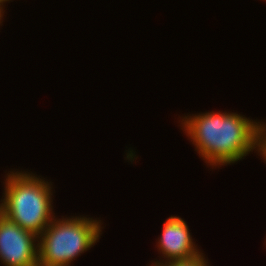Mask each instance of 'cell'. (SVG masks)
<instances>
[{
	"instance_id": "1",
	"label": "cell",
	"mask_w": 266,
	"mask_h": 266,
	"mask_svg": "<svg viewBox=\"0 0 266 266\" xmlns=\"http://www.w3.org/2000/svg\"><path fill=\"white\" fill-rule=\"evenodd\" d=\"M180 118V119H179ZM178 127L206 166L213 171L258 153L259 134L265 121L232 111H209L179 116Z\"/></svg>"
},
{
	"instance_id": "2",
	"label": "cell",
	"mask_w": 266,
	"mask_h": 266,
	"mask_svg": "<svg viewBox=\"0 0 266 266\" xmlns=\"http://www.w3.org/2000/svg\"><path fill=\"white\" fill-rule=\"evenodd\" d=\"M5 172L0 213L22 229L40 236L57 216L53 204V182L28 169L13 168Z\"/></svg>"
},
{
	"instance_id": "3",
	"label": "cell",
	"mask_w": 266,
	"mask_h": 266,
	"mask_svg": "<svg viewBox=\"0 0 266 266\" xmlns=\"http://www.w3.org/2000/svg\"><path fill=\"white\" fill-rule=\"evenodd\" d=\"M89 215L56 216L38 236V266H73L99 242L103 219Z\"/></svg>"
},
{
	"instance_id": "4",
	"label": "cell",
	"mask_w": 266,
	"mask_h": 266,
	"mask_svg": "<svg viewBox=\"0 0 266 266\" xmlns=\"http://www.w3.org/2000/svg\"><path fill=\"white\" fill-rule=\"evenodd\" d=\"M0 264L38 266V236L0 213Z\"/></svg>"
},
{
	"instance_id": "5",
	"label": "cell",
	"mask_w": 266,
	"mask_h": 266,
	"mask_svg": "<svg viewBox=\"0 0 266 266\" xmlns=\"http://www.w3.org/2000/svg\"><path fill=\"white\" fill-rule=\"evenodd\" d=\"M162 233L156 239L158 259L151 261L149 266H160L165 262L188 259L199 255L202 250L192 238L191 230L184 218L171 215L163 223ZM156 260V261H155Z\"/></svg>"
},
{
	"instance_id": "6",
	"label": "cell",
	"mask_w": 266,
	"mask_h": 266,
	"mask_svg": "<svg viewBox=\"0 0 266 266\" xmlns=\"http://www.w3.org/2000/svg\"><path fill=\"white\" fill-rule=\"evenodd\" d=\"M208 261V257L206 258L205 253L202 251L199 255L192 258L173 260L165 262L160 266H211L210 261Z\"/></svg>"
},
{
	"instance_id": "7",
	"label": "cell",
	"mask_w": 266,
	"mask_h": 266,
	"mask_svg": "<svg viewBox=\"0 0 266 266\" xmlns=\"http://www.w3.org/2000/svg\"><path fill=\"white\" fill-rule=\"evenodd\" d=\"M257 155L264 160L266 164V123L263 124L259 134L258 153Z\"/></svg>"
},
{
	"instance_id": "8",
	"label": "cell",
	"mask_w": 266,
	"mask_h": 266,
	"mask_svg": "<svg viewBox=\"0 0 266 266\" xmlns=\"http://www.w3.org/2000/svg\"><path fill=\"white\" fill-rule=\"evenodd\" d=\"M14 0H0V10H2V11H6L5 10V6H6V4L7 3H10V2H13Z\"/></svg>"
},
{
	"instance_id": "9",
	"label": "cell",
	"mask_w": 266,
	"mask_h": 266,
	"mask_svg": "<svg viewBox=\"0 0 266 266\" xmlns=\"http://www.w3.org/2000/svg\"><path fill=\"white\" fill-rule=\"evenodd\" d=\"M5 13H7V12H4V11L0 10V26H3V22H4L3 19L6 18Z\"/></svg>"
}]
</instances>
